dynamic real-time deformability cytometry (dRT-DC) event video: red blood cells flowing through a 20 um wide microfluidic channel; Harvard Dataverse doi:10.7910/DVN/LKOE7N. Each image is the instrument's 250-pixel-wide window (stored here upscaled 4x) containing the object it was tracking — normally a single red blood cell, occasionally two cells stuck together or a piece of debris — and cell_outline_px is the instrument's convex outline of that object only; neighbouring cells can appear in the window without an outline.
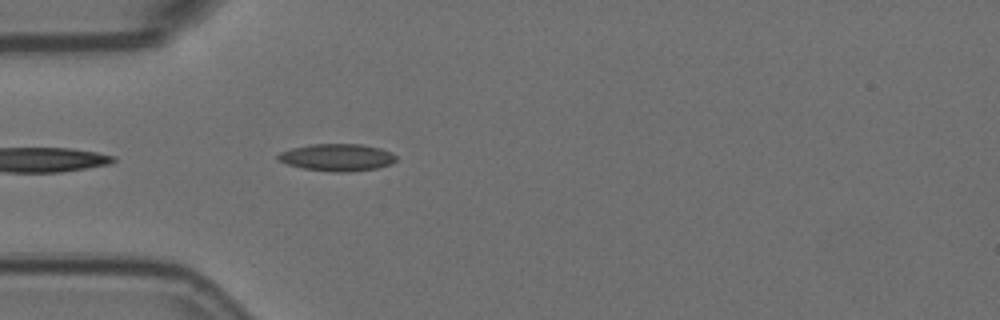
{"species": "Egyptian fruit bat (a non-hibernating species)", "species_latin": "Rousettus aegyptiacus", "temperature_condition": "room temperature", "stored_images_in_passage": 5, "segment_of_instrument_passage": [2, 2], "camera_frame_rate_fps": 3000, "um_per_image_px": 0.085, "animal": {"sex": "female"}, "frame": {"image": 1, "passage_image": 5, "time_ms": 1.333, "image_size_px": [1000, 320], "cell_outline_px": [[396, 160], [388, 164], [376, 168], [348, 172], [332, 172], [304, 168], [288, 164], [280, 160], [276, 156], [280, 152], [292, 148], [308, 144], [360, 144], [380, 148], [396, 156]], "centroid_in_image_um": [28.62, 13.37], "position_along_channel_um": 56.4, "area_um2": 18.44}}